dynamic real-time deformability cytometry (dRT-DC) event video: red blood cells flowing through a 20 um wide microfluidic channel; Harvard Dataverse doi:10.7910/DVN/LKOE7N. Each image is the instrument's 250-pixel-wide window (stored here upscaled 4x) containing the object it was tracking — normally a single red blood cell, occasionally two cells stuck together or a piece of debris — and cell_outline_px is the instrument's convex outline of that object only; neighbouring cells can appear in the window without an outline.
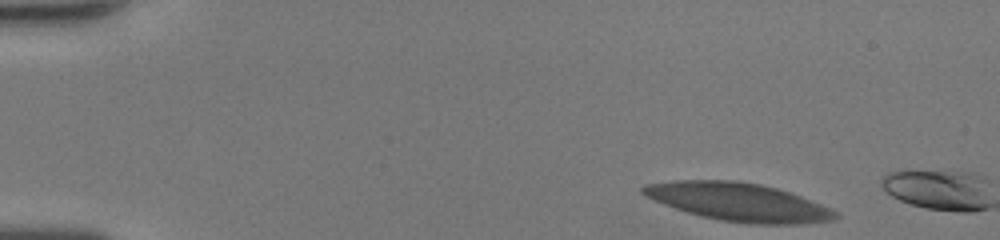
{"species": "human", "species_latin": "Homo sapiens", "temperature_condition": "room temperature", "stored_images_in_passage": 5, "camera_frame_rate_fps": 3000, "um_per_image_px": 0.085, "donor": {"sex": "female"}, "frame": {"image": 1, "passage_image": 1, "time_ms": 0.0, "image_size_px": [1000, 240], "cell_outline_px": [[840, 216], [832, 220], [800, 224], [748, 224], [720, 220], [700, 216], [664, 204], [640, 192], [640, 188], [644, 184], [672, 180], [736, 180], [760, 184], [776, 188], [800, 196], [820, 204], [836, 212]], "centroid_in_image_um": [62.74, 17.16], "position_along_channel_um": 22.3, "area_um2": 42.54}}